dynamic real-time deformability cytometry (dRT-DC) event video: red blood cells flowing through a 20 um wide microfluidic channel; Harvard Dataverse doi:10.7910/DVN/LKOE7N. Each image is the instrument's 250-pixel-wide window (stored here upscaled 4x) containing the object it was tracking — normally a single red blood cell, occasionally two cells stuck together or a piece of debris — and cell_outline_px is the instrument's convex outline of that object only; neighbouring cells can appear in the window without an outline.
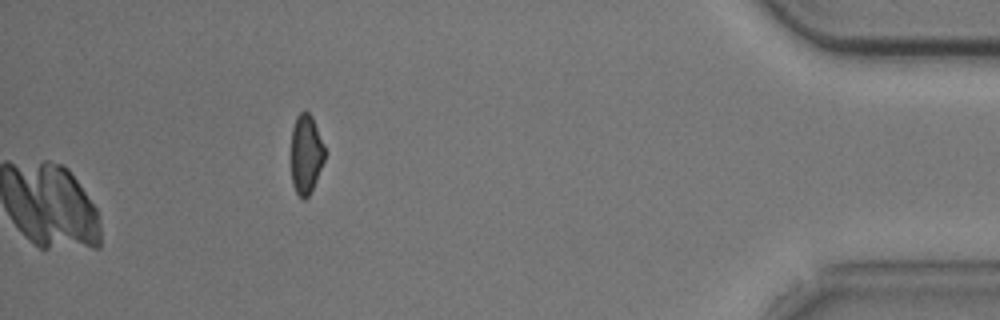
{"species": "common noctule bat (a hibernating species)", "species_latin": "Nyctalus noctula", "temperature_condition": "cold", "stored_images_in_passage": 35, "camera_frame_rate_fps": 3000, "um_per_image_px": 0.085, "animal": {"sex": "male", "body_mass_g": 20.5, "forearm_length_mm": 52.5}, "frame": {"image": 1, "passage_image": 35, "time_ms": 11.333, "image_size_px": [1000, 320], "cell_outline_px": [[324, 160], [316, 180], [308, 196], [304, 200], [296, 192], [292, 184], [292, 128], [296, 116], [300, 112], [308, 112], [312, 116], [324, 144]], "centroid_in_image_um": [26.01, 13.08], "position_along_channel_um": 409.2, "area_um2": 15.32}, "authors_computed_cell_mechanics": {"area_um2": 18.496, "velocity_mm_per_s": 3.742, "shape_relaxation_time_tau1_ms": 9.1217, "shape_relaxation_time_tau2_ms": 9.0926, "deformation_change_tau1": 0.1325, "deformation_change_tau2": 0.1511}}